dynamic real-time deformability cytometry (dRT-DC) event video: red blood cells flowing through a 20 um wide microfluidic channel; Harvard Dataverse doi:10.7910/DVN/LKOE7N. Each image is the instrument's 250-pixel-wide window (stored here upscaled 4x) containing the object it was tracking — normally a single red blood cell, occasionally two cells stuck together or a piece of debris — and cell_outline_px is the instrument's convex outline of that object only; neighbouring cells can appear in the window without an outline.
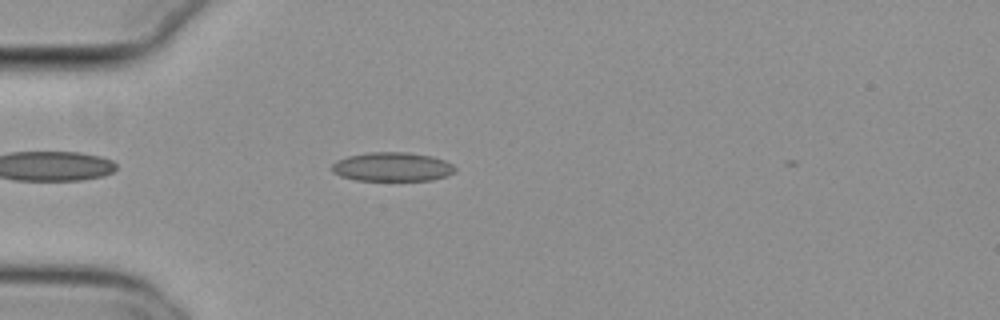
{"species": "common noctule bat (a hibernating species)", "species_latin": "Nyctalus noctula", "temperature_condition": "cold", "stored_images_in_passage": 34, "camera_frame_rate_fps": 3000, "um_per_image_px": 0.085, "animal": {"sex": "female", "body_mass_g": 29.2, "forearm_length_mm": 56.3}, "frame": {"image": 1, "passage_image": 1, "time_ms": 0.0, "image_size_px": [1000, 320], "cell_outline_px": [[456, 172], [448, 176], [432, 180], [356, 180], [340, 176], [332, 172], [332, 164], [336, 160], [348, 156], [368, 152], [408, 152], [432, 156], [444, 160], [452, 164], [456, 168]], "centroid_in_image_um": [33.36, 14.18], "position_along_channel_um": 51.6, "area_um2": 20.98}}
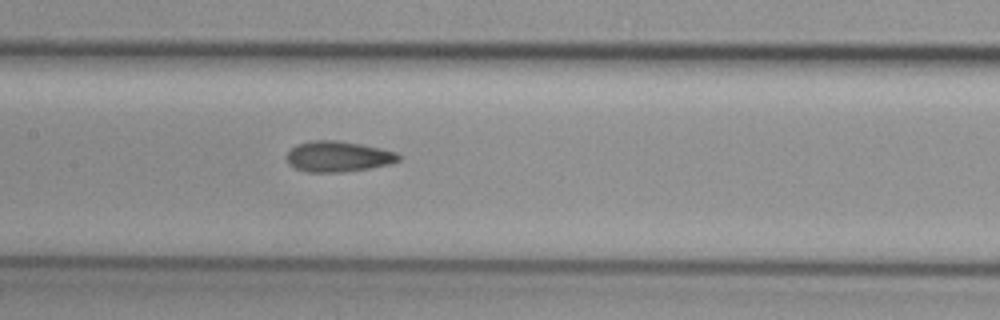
{"frame": {"image": 2, "passage_image": 12, "time_ms": 3.667, "image_size_px": [1000, 320], "cell_outline_px": [[400, 160], [388, 164], [368, 168], [340, 172], [308, 172], [296, 168], [288, 164], [288, 152], [296, 144], [312, 140], [336, 140], [360, 144], [380, 148], [396, 152], [400, 156]], "centroid_in_image_um": [28.73, 13.29], "position_along_channel_um": 178.7, "area_um2": 19.77}}
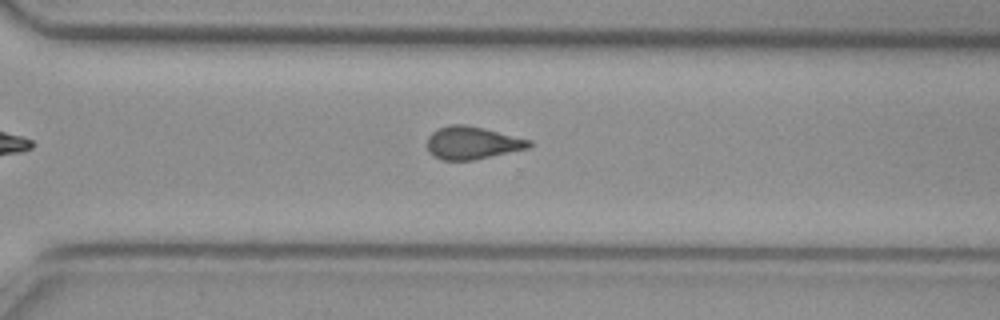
{"frame": {"image": 3, "passage_image": 24, "time_ms": 7.667, "image_size_px": [1000, 320], "cell_outline_px": [[532, 144], [528, 148], [476, 160], [440, 160], [432, 156], [428, 152], [428, 136], [436, 128], [448, 124], [464, 124], [484, 128], [532, 140]], "centroid_in_image_um": [40.11, 12.14], "position_along_channel_um": 330.5, "area_um2": 19.71}, "authors_computed_cell_mechanics": {"area_um2": 19.5364, "velocity_mm_per_s": 3.8122, "shape_relaxation_time_tau1_ms": null, "shape_relaxation_time_tau2_ms": 2.8552, "deformation_change_tau1": null, "deformation_change_tau2": 0.1088}}